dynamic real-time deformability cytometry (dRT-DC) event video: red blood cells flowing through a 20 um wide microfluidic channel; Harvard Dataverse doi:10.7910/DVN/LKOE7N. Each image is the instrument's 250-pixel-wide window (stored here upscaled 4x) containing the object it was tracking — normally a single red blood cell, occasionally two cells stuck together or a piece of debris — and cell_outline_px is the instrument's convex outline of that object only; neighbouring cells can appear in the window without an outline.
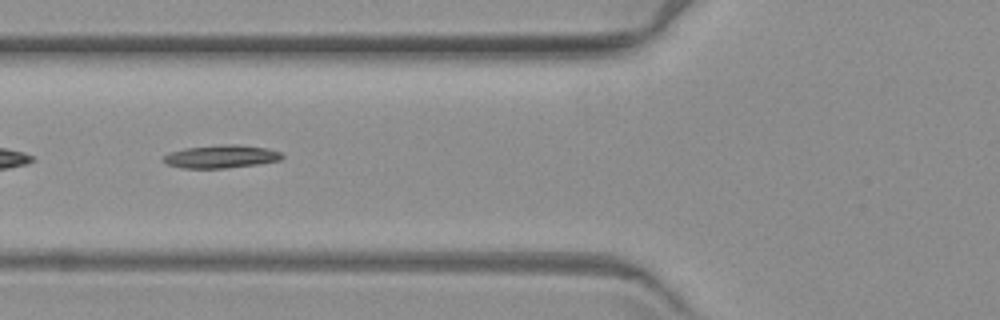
{"species": "common noctule bat (a hibernating species)", "species_latin": "Nyctalus noctula", "temperature_condition": "warm", "stored_images_in_passage": 10, "segment_of_instrument_passage": [2, 2], "camera_frame_rate_fps": 3000, "um_per_image_px": 0.085, "animal": {"sex": "female", "body_mass_g": 19.3, "forearm_length_mm": 54.1}, "frame": {"image": 1, "passage_image": 7, "time_ms": 7.333, "image_size_px": [1000, 320], "cell_outline_px": [[284, 156], [280, 160], [256, 164], [224, 168], [180, 168], [168, 164], [160, 160], [168, 152], [184, 148], [224, 144], [240, 144], [268, 148], [280, 152]], "centroid_in_image_um": [18.76, 13.29], "position_along_channel_um": 107.0, "area_um2": 16.01}}
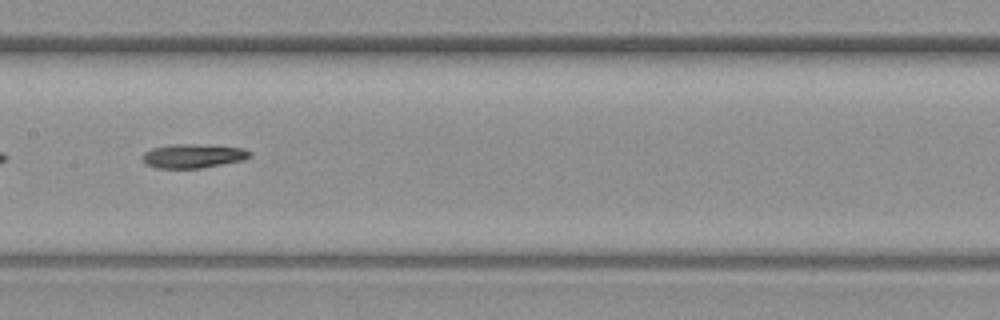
{"frame": {"image": 2, "passage_image": 9, "time_ms": 9.667, "image_size_px": [1000, 320], "cell_outline_px": [[252, 156], [244, 160], [200, 168], [156, 168], [144, 164], [144, 152], [152, 148], [172, 144], [192, 144], [244, 148], [252, 152]], "centroid_in_image_um": [16.43, 13.26], "position_along_channel_um": 191.0, "area_um2": 14.97}}
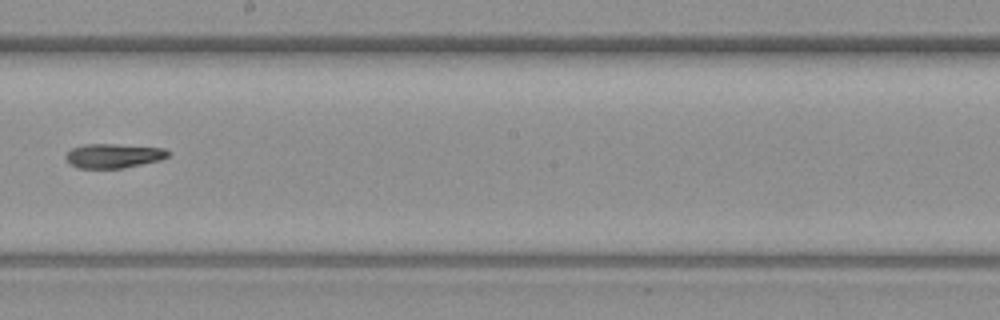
{"frame": {"image": 3, "passage_image": 10, "time_ms": 11.0, "image_size_px": [1000, 320], "cell_outline_px": [[172, 152], [168, 156], [160, 160], [124, 168], [76, 168], [68, 164], [64, 156], [72, 148], [84, 144], [112, 144], [164, 148]], "centroid_in_image_um": [9.62, 13.25], "position_along_channel_um": 238.6, "area_um2": 14.62}}